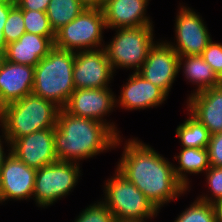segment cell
I'll return each instance as SVG.
<instances>
[{"label":"cell","mask_w":222,"mask_h":222,"mask_svg":"<svg viewBox=\"0 0 222 222\" xmlns=\"http://www.w3.org/2000/svg\"><path fill=\"white\" fill-rule=\"evenodd\" d=\"M25 32L26 30L22 9L15 5L9 11L6 23L3 28L6 44L17 41Z\"/></svg>","instance_id":"27"},{"label":"cell","mask_w":222,"mask_h":222,"mask_svg":"<svg viewBox=\"0 0 222 222\" xmlns=\"http://www.w3.org/2000/svg\"><path fill=\"white\" fill-rule=\"evenodd\" d=\"M0 204L3 205V197H2V191H1V182H0Z\"/></svg>","instance_id":"40"},{"label":"cell","mask_w":222,"mask_h":222,"mask_svg":"<svg viewBox=\"0 0 222 222\" xmlns=\"http://www.w3.org/2000/svg\"><path fill=\"white\" fill-rule=\"evenodd\" d=\"M201 56L222 81V43L211 41L203 50Z\"/></svg>","instance_id":"29"},{"label":"cell","mask_w":222,"mask_h":222,"mask_svg":"<svg viewBox=\"0 0 222 222\" xmlns=\"http://www.w3.org/2000/svg\"><path fill=\"white\" fill-rule=\"evenodd\" d=\"M55 37L25 32L17 41L7 44L5 57L9 62L36 66L54 47Z\"/></svg>","instance_id":"19"},{"label":"cell","mask_w":222,"mask_h":222,"mask_svg":"<svg viewBox=\"0 0 222 222\" xmlns=\"http://www.w3.org/2000/svg\"><path fill=\"white\" fill-rule=\"evenodd\" d=\"M174 23V42L165 40L179 56L201 55L212 41V36L199 12L179 3ZM176 42V43H175Z\"/></svg>","instance_id":"9"},{"label":"cell","mask_w":222,"mask_h":222,"mask_svg":"<svg viewBox=\"0 0 222 222\" xmlns=\"http://www.w3.org/2000/svg\"><path fill=\"white\" fill-rule=\"evenodd\" d=\"M36 169L27 166L10 154L0 169L1 191L4 202L30 200L33 197Z\"/></svg>","instance_id":"14"},{"label":"cell","mask_w":222,"mask_h":222,"mask_svg":"<svg viewBox=\"0 0 222 222\" xmlns=\"http://www.w3.org/2000/svg\"><path fill=\"white\" fill-rule=\"evenodd\" d=\"M85 9L79 0H50L46 14L53 31L56 33Z\"/></svg>","instance_id":"23"},{"label":"cell","mask_w":222,"mask_h":222,"mask_svg":"<svg viewBox=\"0 0 222 222\" xmlns=\"http://www.w3.org/2000/svg\"><path fill=\"white\" fill-rule=\"evenodd\" d=\"M107 30L102 9H85L56 32L54 46L72 52L104 48Z\"/></svg>","instance_id":"8"},{"label":"cell","mask_w":222,"mask_h":222,"mask_svg":"<svg viewBox=\"0 0 222 222\" xmlns=\"http://www.w3.org/2000/svg\"><path fill=\"white\" fill-rule=\"evenodd\" d=\"M116 97L110 87L75 89L64 109L74 116L100 121L106 124L118 137H122L115 122H109L111 120L107 121L105 118L109 117L110 113L117 108Z\"/></svg>","instance_id":"10"},{"label":"cell","mask_w":222,"mask_h":222,"mask_svg":"<svg viewBox=\"0 0 222 222\" xmlns=\"http://www.w3.org/2000/svg\"><path fill=\"white\" fill-rule=\"evenodd\" d=\"M15 3H0V29L4 28L9 11L15 6Z\"/></svg>","instance_id":"33"},{"label":"cell","mask_w":222,"mask_h":222,"mask_svg":"<svg viewBox=\"0 0 222 222\" xmlns=\"http://www.w3.org/2000/svg\"><path fill=\"white\" fill-rule=\"evenodd\" d=\"M75 52L53 47L34 67L32 93L49 100L60 109L75 90L73 82Z\"/></svg>","instance_id":"3"},{"label":"cell","mask_w":222,"mask_h":222,"mask_svg":"<svg viewBox=\"0 0 222 222\" xmlns=\"http://www.w3.org/2000/svg\"><path fill=\"white\" fill-rule=\"evenodd\" d=\"M123 139L106 124L59 109L54 127L55 153L60 161L79 163L119 148Z\"/></svg>","instance_id":"2"},{"label":"cell","mask_w":222,"mask_h":222,"mask_svg":"<svg viewBox=\"0 0 222 222\" xmlns=\"http://www.w3.org/2000/svg\"><path fill=\"white\" fill-rule=\"evenodd\" d=\"M173 159L178 161L173 165L175 175L187 190L191 188L188 174H202L210 167L208 148H182Z\"/></svg>","instance_id":"21"},{"label":"cell","mask_w":222,"mask_h":222,"mask_svg":"<svg viewBox=\"0 0 222 222\" xmlns=\"http://www.w3.org/2000/svg\"><path fill=\"white\" fill-rule=\"evenodd\" d=\"M0 3H15V0H0Z\"/></svg>","instance_id":"39"},{"label":"cell","mask_w":222,"mask_h":222,"mask_svg":"<svg viewBox=\"0 0 222 222\" xmlns=\"http://www.w3.org/2000/svg\"><path fill=\"white\" fill-rule=\"evenodd\" d=\"M79 163L56 161L36 170L33 197L36 206L48 208L66 198L78 184Z\"/></svg>","instance_id":"7"},{"label":"cell","mask_w":222,"mask_h":222,"mask_svg":"<svg viewBox=\"0 0 222 222\" xmlns=\"http://www.w3.org/2000/svg\"><path fill=\"white\" fill-rule=\"evenodd\" d=\"M149 1L106 0L102 10L107 30L153 25L152 19L146 15Z\"/></svg>","instance_id":"16"},{"label":"cell","mask_w":222,"mask_h":222,"mask_svg":"<svg viewBox=\"0 0 222 222\" xmlns=\"http://www.w3.org/2000/svg\"><path fill=\"white\" fill-rule=\"evenodd\" d=\"M26 32L45 37H55L46 12L22 10Z\"/></svg>","instance_id":"25"},{"label":"cell","mask_w":222,"mask_h":222,"mask_svg":"<svg viewBox=\"0 0 222 222\" xmlns=\"http://www.w3.org/2000/svg\"><path fill=\"white\" fill-rule=\"evenodd\" d=\"M127 82L122 85L121 92L116 97V107L125 110H145L159 107L168 96L150 81L144 79L137 72L129 74Z\"/></svg>","instance_id":"15"},{"label":"cell","mask_w":222,"mask_h":222,"mask_svg":"<svg viewBox=\"0 0 222 222\" xmlns=\"http://www.w3.org/2000/svg\"><path fill=\"white\" fill-rule=\"evenodd\" d=\"M74 222H115V217L109 208L98 200L83 209Z\"/></svg>","instance_id":"28"},{"label":"cell","mask_w":222,"mask_h":222,"mask_svg":"<svg viewBox=\"0 0 222 222\" xmlns=\"http://www.w3.org/2000/svg\"><path fill=\"white\" fill-rule=\"evenodd\" d=\"M188 118L176 128V136L182 148H208L209 130L189 111Z\"/></svg>","instance_id":"22"},{"label":"cell","mask_w":222,"mask_h":222,"mask_svg":"<svg viewBox=\"0 0 222 222\" xmlns=\"http://www.w3.org/2000/svg\"><path fill=\"white\" fill-rule=\"evenodd\" d=\"M154 25L115 29L111 41L104 45L114 73L117 69L137 72L156 43ZM116 69V70H115Z\"/></svg>","instance_id":"6"},{"label":"cell","mask_w":222,"mask_h":222,"mask_svg":"<svg viewBox=\"0 0 222 222\" xmlns=\"http://www.w3.org/2000/svg\"><path fill=\"white\" fill-rule=\"evenodd\" d=\"M114 74L104 48L75 52L73 68L75 89L108 88Z\"/></svg>","instance_id":"12"},{"label":"cell","mask_w":222,"mask_h":222,"mask_svg":"<svg viewBox=\"0 0 222 222\" xmlns=\"http://www.w3.org/2000/svg\"><path fill=\"white\" fill-rule=\"evenodd\" d=\"M106 0H79L86 9H103Z\"/></svg>","instance_id":"34"},{"label":"cell","mask_w":222,"mask_h":222,"mask_svg":"<svg viewBox=\"0 0 222 222\" xmlns=\"http://www.w3.org/2000/svg\"><path fill=\"white\" fill-rule=\"evenodd\" d=\"M179 54L164 40L156 41L137 71L144 79L160 88L167 96L179 75Z\"/></svg>","instance_id":"11"},{"label":"cell","mask_w":222,"mask_h":222,"mask_svg":"<svg viewBox=\"0 0 222 222\" xmlns=\"http://www.w3.org/2000/svg\"><path fill=\"white\" fill-rule=\"evenodd\" d=\"M50 0H15V4L22 10L46 12Z\"/></svg>","instance_id":"31"},{"label":"cell","mask_w":222,"mask_h":222,"mask_svg":"<svg viewBox=\"0 0 222 222\" xmlns=\"http://www.w3.org/2000/svg\"><path fill=\"white\" fill-rule=\"evenodd\" d=\"M105 180L100 201L109 208L115 220H151L159 210L117 169Z\"/></svg>","instance_id":"5"},{"label":"cell","mask_w":222,"mask_h":222,"mask_svg":"<svg viewBox=\"0 0 222 222\" xmlns=\"http://www.w3.org/2000/svg\"><path fill=\"white\" fill-rule=\"evenodd\" d=\"M11 153L36 170L58 161L55 153L54 128L33 132L14 140L11 143Z\"/></svg>","instance_id":"13"},{"label":"cell","mask_w":222,"mask_h":222,"mask_svg":"<svg viewBox=\"0 0 222 222\" xmlns=\"http://www.w3.org/2000/svg\"><path fill=\"white\" fill-rule=\"evenodd\" d=\"M6 61L5 52H0V71Z\"/></svg>","instance_id":"37"},{"label":"cell","mask_w":222,"mask_h":222,"mask_svg":"<svg viewBox=\"0 0 222 222\" xmlns=\"http://www.w3.org/2000/svg\"><path fill=\"white\" fill-rule=\"evenodd\" d=\"M180 70H183L182 73L185 75L186 81L196 85L194 86L196 89L191 91L188 97L222 83L201 55L179 56L178 72Z\"/></svg>","instance_id":"20"},{"label":"cell","mask_w":222,"mask_h":222,"mask_svg":"<svg viewBox=\"0 0 222 222\" xmlns=\"http://www.w3.org/2000/svg\"><path fill=\"white\" fill-rule=\"evenodd\" d=\"M6 46L7 44L4 37L3 29H0V52H5Z\"/></svg>","instance_id":"36"},{"label":"cell","mask_w":222,"mask_h":222,"mask_svg":"<svg viewBox=\"0 0 222 222\" xmlns=\"http://www.w3.org/2000/svg\"><path fill=\"white\" fill-rule=\"evenodd\" d=\"M0 127H1V131L0 132H2L1 133L2 135H0V169H1V167L3 166V164H4L5 160L7 159V157L11 154V143H10V140H9V138L7 136V133H6V130H5V126H4V121H3V118L1 116V114H0ZM6 146L8 148L6 149V152H5L4 150H5Z\"/></svg>","instance_id":"32"},{"label":"cell","mask_w":222,"mask_h":222,"mask_svg":"<svg viewBox=\"0 0 222 222\" xmlns=\"http://www.w3.org/2000/svg\"><path fill=\"white\" fill-rule=\"evenodd\" d=\"M208 152L210 166L222 167V132L211 135Z\"/></svg>","instance_id":"30"},{"label":"cell","mask_w":222,"mask_h":222,"mask_svg":"<svg viewBox=\"0 0 222 222\" xmlns=\"http://www.w3.org/2000/svg\"><path fill=\"white\" fill-rule=\"evenodd\" d=\"M123 149L116 169L159 211L165 204L187 193L188 190L175 175L174 164L152 146L134 137L125 140Z\"/></svg>","instance_id":"1"},{"label":"cell","mask_w":222,"mask_h":222,"mask_svg":"<svg viewBox=\"0 0 222 222\" xmlns=\"http://www.w3.org/2000/svg\"><path fill=\"white\" fill-rule=\"evenodd\" d=\"M148 220H115V222H147Z\"/></svg>","instance_id":"38"},{"label":"cell","mask_w":222,"mask_h":222,"mask_svg":"<svg viewBox=\"0 0 222 222\" xmlns=\"http://www.w3.org/2000/svg\"><path fill=\"white\" fill-rule=\"evenodd\" d=\"M34 66L5 61L0 71V109L32 94Z\"/></svg>","instance_id":"17"},{"label":"cell","mask_w":222,"mask_h":222,"mask_svg":"<svg viewBox=\"0 0 222 222\" xmlns=\"http://www.w3.org/2000/svg\"><path fill=\"white\" fill-rule=\"evenodd\" d=\"M186 110L196 117L211 135L222 132V83L186 99Z\"/></svg>","instance_id":"18"},{"label":"cell","mask_w":222,"mask_h":222,"mask_svg":"<svg viewBox=\"0 0 222 222\" xmlns=\"http://www.w3.org/2000/svg\"><path fill=\"white\" fill-rule=\"evenodd\" d=\"M204 175L206 176L205 181L207 183L205 185H207L208 188L206 193H208H202L196 198L210 204H214L222 200V167L210 166Z\"/></svg>","instance_id":"26"},{"label":"cell","mask_w":222,"mask_h":222,"mask_svg":"<svg viewBox=\"0 0 222 222\" xmlns=\"http://www.w3.org/2000/svg\"><path fill=\"white\" fill-rule=\"evenodd\" d=\"M59 109L33 93L3 106L0 114L10 143L33 132L54 128Z\"/></svg>","instance_id":"4"},{"label":"cell","mask_w":222,"mask_h":222,"mask_svg":"<svg viewBox=\"0 0 222 222\" xmlns=\"http://www.w3.org/2000/svg\"><path fill=\"white\" fill-rule=\"evenodd\" d=\"M216 212V222H222V200L213 204Z\"/></svg>","instance_id":"35"},{"label":"cell","mask_w":222,"mask_h":222,"mask_svg":"<svg viewBox=\"0 0 222 222\" xmlns=\"http://www.w3.org/2000/svg\"><path fill=\"white\" fill-rule=\"evenodd\" d=\"M173 222H216L214 205L196 198Z\"/></svg>","instance_id":"24"}]
</instances>
